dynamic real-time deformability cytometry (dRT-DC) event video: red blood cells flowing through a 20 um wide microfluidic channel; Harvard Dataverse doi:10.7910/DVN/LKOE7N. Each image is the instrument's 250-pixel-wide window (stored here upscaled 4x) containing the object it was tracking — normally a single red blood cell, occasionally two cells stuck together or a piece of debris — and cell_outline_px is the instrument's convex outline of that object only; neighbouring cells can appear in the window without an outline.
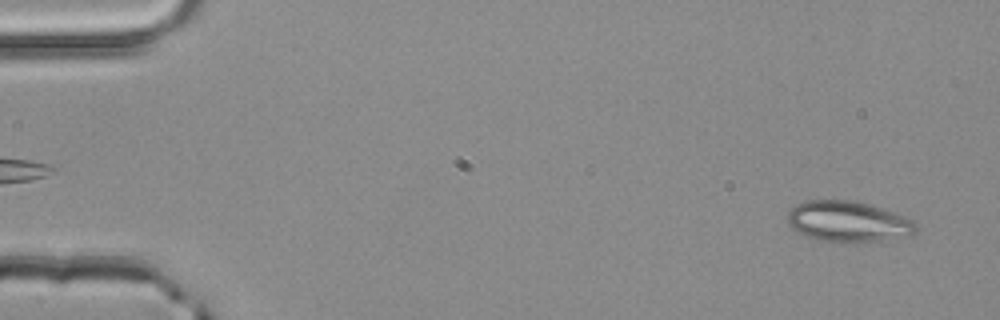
{"species": "common noctule bat (a hibernating species)", "species_latin": "Nyctalus noctula", "temperature_condition": "room temperature", "stored_images_in_passage": 52, "segment_of_instrument_passage": [1, 2], "camera_frame_rate_fps": 3000, "um_per_image_px": 0.085, "animal": {"sex": "male", "body_mass_g": 20.4}, "frame": {"image": 1, "passage_image": 2, "time_ms": 0.333, "image_size_px": [1000, 320], "cell_outline_px": [[916, 232], [908, 236], [856, 244], [820, 240], [808, 236], [792, 228], [788, 224], [788, 212], [796, 204], [804, 200], [852, 200], [884, 208], [908, 216], [916, 224]], "centroid_in_image_um": [72.13, 18.83], "position_along_channel_um": 12.9, "area_um2": 30.92}}
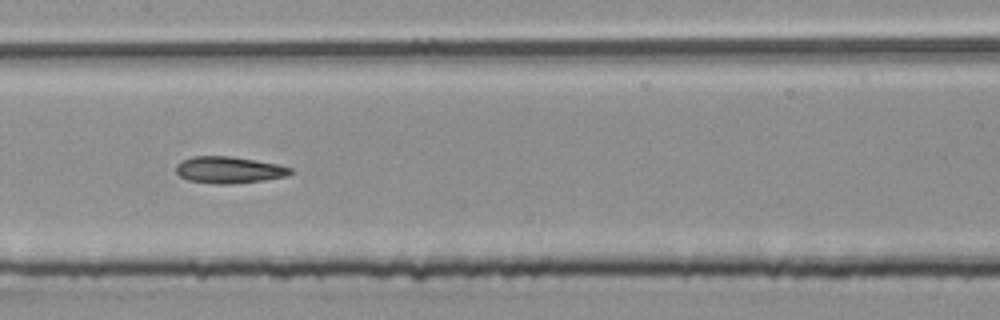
{"frame": {"image": 2, "passage_image": 25, "time_ms": 8.0, "image_size_px": [1000, 320], "cell_outline_px": [[292, 172], [288, 176], [260, 180], [228, 184], [216, 184], [188, 180], [180, 176], [176, 172], [176, 164], [180, 160], [192, 156], [228, 156], [256, 160], [276, 164], [292, 168]], "centroid_in_image_um": [19.41, 14.43], "position_along_channel_um": 188.0, "area_um2": 17.69}}
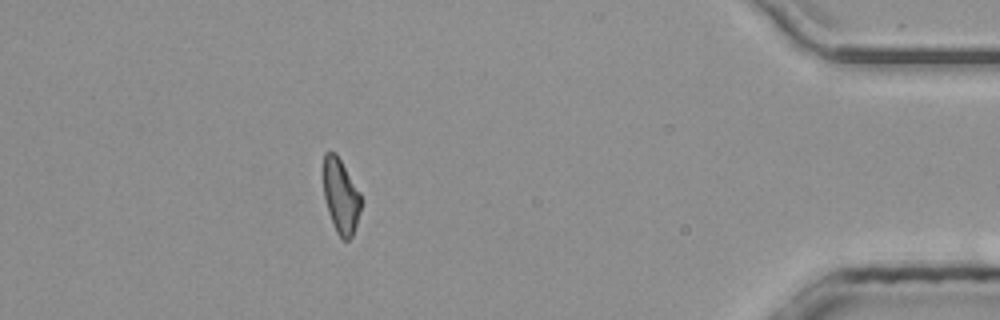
{"frame": {"image": 3, "passage_image": 45, "time_ms": 14.667, "image_size_px": [1000, 320], "cell_outline_px": [[360, 212], [352, 236], [348, 240], [344, 240], [336, 232], [328, 212], [324, 196], [324, 152], [336, 152], [360, 192]], "centroid_in_image_um": [28.96, 16.66], "position_along_channel_um": 406.2, "area_um2": 16.13}}